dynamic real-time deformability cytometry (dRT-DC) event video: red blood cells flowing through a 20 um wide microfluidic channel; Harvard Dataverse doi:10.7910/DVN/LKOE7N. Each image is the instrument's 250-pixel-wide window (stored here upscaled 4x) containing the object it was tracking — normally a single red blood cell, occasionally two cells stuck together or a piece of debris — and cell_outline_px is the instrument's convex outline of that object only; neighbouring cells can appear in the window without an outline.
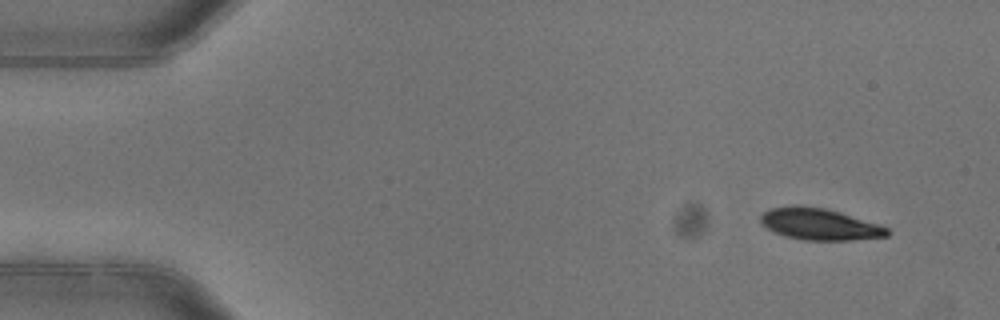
{"species": "common noctule bat (a hibernating species)", "species_latin": "Nyctalus noctula", "temperature_condition": "warm", "stored_images_in_passage": 4, "camera_frame_rate_fps": 3000, "um_per_image_px": 0.085, "animal": {"sex": "female"}, "frame": {"image": 1, "passage_image": 1, "time_ms": 0.0, "image_size_px": [1000, 320], "cell_outline_px": [[892, 232], [888, 236], [852, 240], [804, 240], [784, 236], [760, 224], [760, 216], [768, 208], [796, 204], [800, 204], [824, 208], [840, 212], [880, 224], [888, 228]], "centroid_in_image_um": [69.66, 19.04], "position_along_channel_um": 15.3, "area_um2": 23.64}}
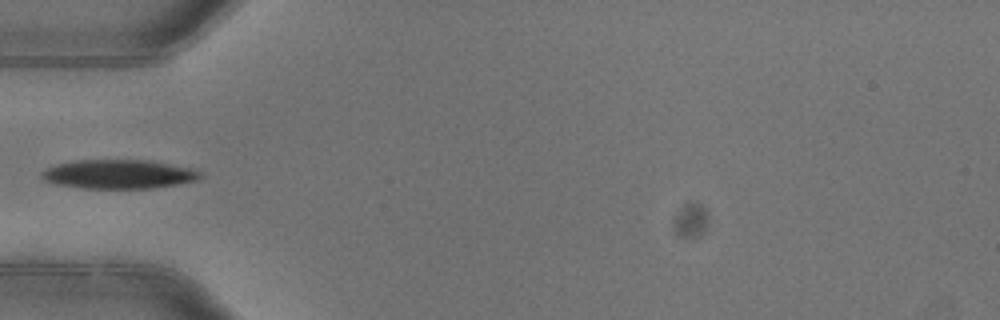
{"frame": {"image": 2, "passage_image": 4, "time_ms": 1.0, "image_size_px": [1000, 320], "cell_outline_px": [[200, 176], [196, 180], [156, 188], [80, 188], [56, 184], [44, 180], [40, 176], [48, 168], [56, 164], [76, 160], [148, 160], [188, 168], [200, 172]], "centroid_in_image_um": [10.04, 14.81], "position_along_channel_um": 75.0, "area_um2": 26.41}}